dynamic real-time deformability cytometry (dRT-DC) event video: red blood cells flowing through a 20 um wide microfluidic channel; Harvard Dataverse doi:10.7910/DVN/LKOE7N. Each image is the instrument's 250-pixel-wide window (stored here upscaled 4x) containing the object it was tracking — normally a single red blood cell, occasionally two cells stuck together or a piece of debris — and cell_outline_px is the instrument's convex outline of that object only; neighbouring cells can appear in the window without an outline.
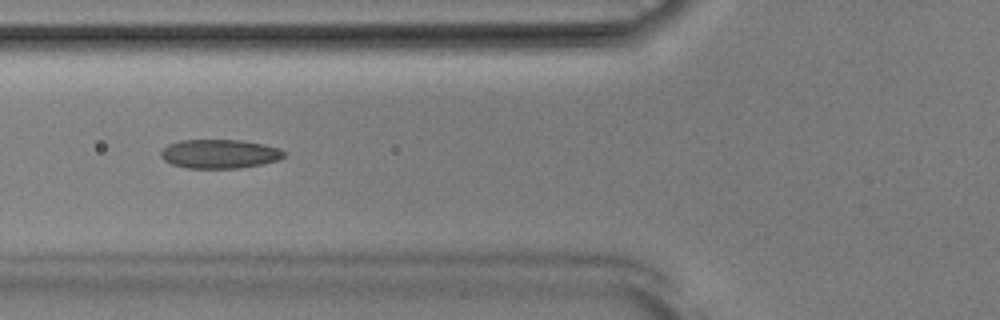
{"species": "Egyptian fruit bat (a non-hibernating species)", "species_latin": "Rousettus aegyptiacus", "temperature_condition": "room temperature", "stored_images_in_passage": 52, "camera_frame_rate_fps": 3000, "um_per_image_px": 0.085, "animal": {"sex": "male"}, "frame": {"image": 1, "passage_image": 20, "time_ms": 6.333, "image_size_px": [1000, 320], "cell_outline_px": [[284, 156], [280, 160], [264, 164], [240, 168], [188, 168], [172, 164], [164, 160], [160, 156], [160, 152], [168, 144], [180, 140], [240, 140], [264, 144], [280, 148], [284, 152]], "centroid_in_image_um": [18.68, 13.08], "position_along_channel_um": 107.1, "area_um2": 20.92}}
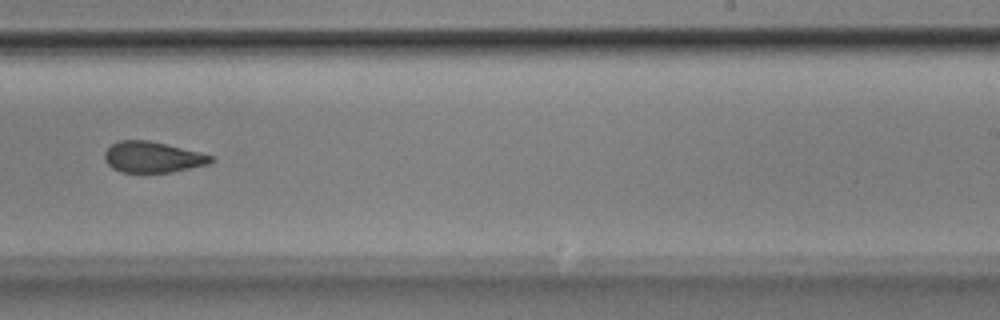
{"frame": {"image": 2, "passage_image": 33, "time_ms": 10.667, "image_size_px": [1000, 320], "cell_outline_px": [[216, 160], [208, 164], [172, 172], [120, 172], [112, 168], [104, 160], [104, 152], [112, 144], [120, 140], [148, 140], [200, 152], [212, 156]], "centroid_in_image_um": [12.96, 13.35], "position_along_channel_um": 276.0, "area_um2": 19.13}}
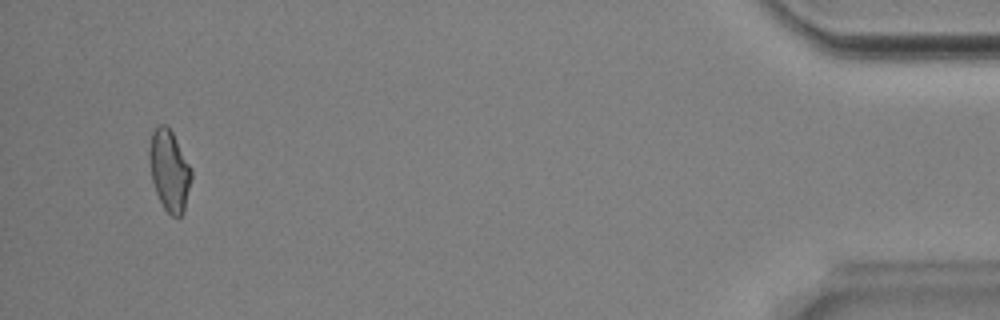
{"frame": {"image": 3, "passage_image": 50, "time_ms": 16.333, "image_size_px": [1000, 320], "cell_outline_px": [[192, 176], [184, 212], [180, 216], [172, 216], [164, 208], [156, 192], [152, 180], [148, 156], [148, 148], [152, 132], [160, 124], [164, 124], [172, 132], [192, 168]], "centroid_in_image_um": [14.39, 14.49], "position_along_channel_um": 420.8, "area_um2": 19.83}, "authors_computed_cell_mechanics": {"area_um2": 20.2589, "velocity_mm_per_s": 3.9071, "shape_relaxation_time_tau1_ms": 9.6563, "shape_relaxation_time_tau2_ms": 2.6443, "deformation_change_tau1": 0.1865, "deformation_change_tau2": 0.0929}}